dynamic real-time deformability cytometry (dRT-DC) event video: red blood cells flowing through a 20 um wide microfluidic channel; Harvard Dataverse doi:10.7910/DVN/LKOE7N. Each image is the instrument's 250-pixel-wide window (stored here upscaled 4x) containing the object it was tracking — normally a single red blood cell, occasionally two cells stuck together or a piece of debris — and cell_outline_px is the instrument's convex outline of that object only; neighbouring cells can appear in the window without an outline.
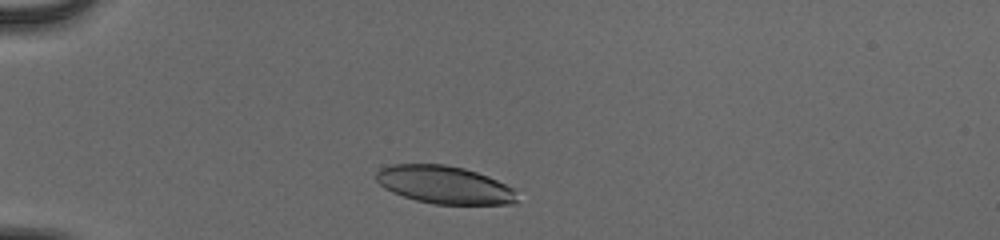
{"species": "human", "species_latin": "Homo sapiens", "temperature_condition": "cold", "stored_images_in_passage": 30, "camera_frame_rate_fps": 3000, "um_per_image_px": 0.085, "donor": {"sex": "male"}, "frame": {"image": 1, "passage_image": 4, "time_ms": 1.0, "image_size_px": [1000, 240], "cell_outline_px": [[516, 204], [432, 204], [416, 200], [392, 192], [384, 188], [376, 180], [376, 172], [380, 168], [392, 164], [444, 164], [464, 168], [488, 176], [516, 188]], "centroid_in_image_um": [37.79, 15.71], "position_along_channel_um": 47.2, "area_um2": 31.21}}
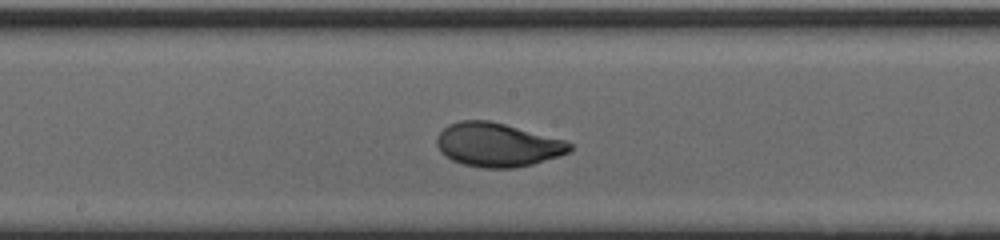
{"frame": {"image": 2, "passage_image": 19, "time_ms": 6.0, "image_size_px": [1000, 240], "cell_outline_px": [[572, 148], [568, 152], [532, 164], [516, 168], [484, 168], [464, 164], [452, 160], [444, 156], [440, 152], [436, 144], [436, 136], [448, 124], [460, 120], [488, 120], [504, 124], [564, 140], [572, 144]], "centroid_in_image_um": [42.22, 12.31], "position_along_channel_um": 206.0, "area_um2": 33.7}}
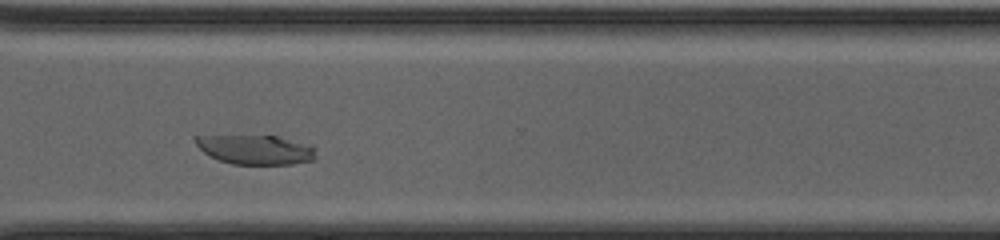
{"frame": {"image": 3, "passage_image": 30, "time_ms": 9.667, "image_size_px": [1000, 240], "cell_outline_px": [[316, 156], [312, 160], [292, 164], [232, 164], [220, 160], [204, 152], [196, 144], [192, 136], [276, 136], [312, 144], [316, 148]], "centroid_in_image_um": [21.78, 12.71], "position_along_channel_um": 348.8, "area_um2": 20.58}}